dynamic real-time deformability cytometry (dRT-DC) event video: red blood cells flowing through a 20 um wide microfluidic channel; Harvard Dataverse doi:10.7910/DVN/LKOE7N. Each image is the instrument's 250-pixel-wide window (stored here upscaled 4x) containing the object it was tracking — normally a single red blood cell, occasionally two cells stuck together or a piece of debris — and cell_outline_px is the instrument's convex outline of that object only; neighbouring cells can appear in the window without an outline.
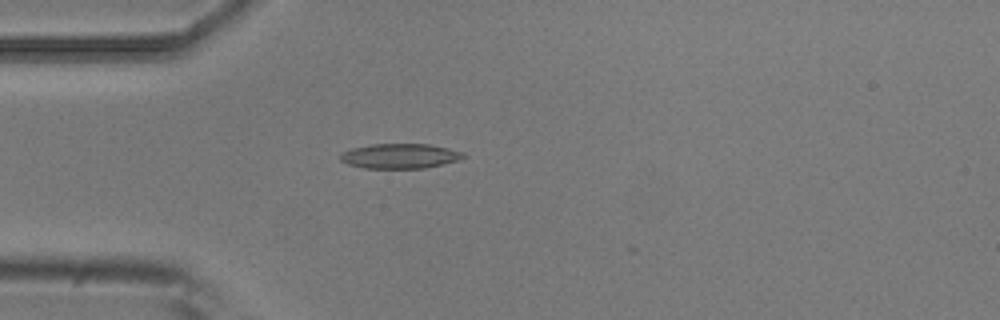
{"species": "common noctule bat (a hibernating species)", "species_latin": "Nyctalus noctula", "temperature_condition": "room temperature", "stored_images_in_passage": 5, "camera_frame_rate_fps": 3000, "um_per_image_px": 0.085, "animal": {"sex": "male", "body_mass_g": 20.5, "forearm_length_mm": 52.5}, "frame": {"image": 1, "passage_image": 5, "time_ms": 1.333, "image_size_px": [1000, 320], "cell_outline_px": [[464, 156], [456, 160], [424, 168], [364, 168], [348, 164], [340, 160], [340, 152], [352, 148], [372, 144], [428, 144], [448, 148], [464, 152]], "centroid_in_image_um": [33.93, 13.25], "position_along_channel_um": 51.1, "area_um2": 17.63}}